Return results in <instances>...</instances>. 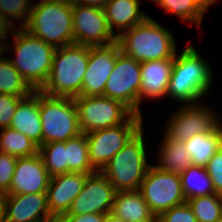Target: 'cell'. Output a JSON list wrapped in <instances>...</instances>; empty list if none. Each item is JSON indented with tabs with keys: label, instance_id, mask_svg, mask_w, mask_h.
Masks as SVG:
<instances>
[{
	"label": "cell",
	"instance_id": "1",
	"mask_svg": "<svg viewBox=\"0 0 222 222\" xmlns=\"http://www.w3.org/2000/svg\"><path fill=\"white\" fill-rule=\"evenodd\" d=\"M212 70L197 50L189 45L175 55L167 94L185 104H196L212 85Z\"/></svg>",
	"mask_w": 222,
	"mask_h": 222
},
{
	"label": "cell",
	"instance_id": "2",
	"mask_svg": "<svg viewBox=\"0 0 222 222\" xmlns=\"http://www.w3.org/2000/svg\"><path fill=\"white\" fill-rule=\"evenodd\" d=\"M73 5L65 0H41L33 3L25 26L30 34L60 48L73 44Z\"/></svg>",
	"mask_w": 222,
	"mask_h": 222
},
{
	"label": "cell",
	"instance_id": "3",
	"mask_svg": "<svg viewBox=\"0 0 222 222\" xmlns=\"http://www.w3.org/2000/svg\"><path fill=\"white\" fill-rule=\"evenodd\" d=\"M88 60L87 45L71 44L56 48L49 77L40 91L50 96H79Z\"/></svg>",
	"mask_w": 222,
	"mask_h": 222
},
{
	"label": "cell",
	"instance_id": "4",
	"mask_svg": "<svg viewBox=\"0 0 222 222\" xmlns=\"http://www.w3.org/2000/svg\"><path fill=\"white\" fill-rule=\"evenodd\" d=\"M121 51L140 63L174 59L176 45L173 35L149 16L117 37Z\"/></svg>",
	"mask_w": 222,
	"mask_h": 222
},
{
	"label": "cell",
	"instance_id": "5",
	"mask_svg": "<svg viewBox=\"0 0 222 222\" xmlns=\"http://www.w3.org/2000/svg\"><path fill=\"white\" fill-rule=\"evenodd\" d=\"M12 29L16 56L9 61L34 90H40L49 77L56 48L23 27Z\"/></svg>",
	"mask_w": 222,
	"mask_h": 222
},
{
	"label": "cell",
	"instance_id": "6",
	"mask_svg": "<svg viewBox=\"0 0 222 222\" xmlns=\"http://www.w3.org/2000/svg\"><path fill=\"white\" fill-rule=\"evenodd\" d=\"M143 127L101 171L116 192L137 190L151 165L147 164Z\"/></svg>",
	"mask_w": 222,
	"mask_h": 222
},
{
	"label": "cell",
	"instance_id": "7",
	"mask_svg": "<svg viewBox=\"0 0 222 222\" xmlns=\"http://www.w3.org/2000/svg\"><path fill=\"white\" fill-rule=\"evenodd\" d=\"M42 144L65 142L82 132L74 98L50 96L39 90Z\"/></svg>",
	"mask_w": 222,
	"mask_h": 222
},
{
	"label": "cell",
	"instance_id": "8",
	"mask_svg": "<svg viewBox=\"0 0 222 222\" xmlns=\"http://www.w3.org/2000/svg\"><path fill=\"white\" fill-rule=\"evenodd\" d=\"M74 102L83 134L118 126L134 114L123 103L105 96H77Z\"/></svg>",
	"mask_w": 222,
	"mask_h": 222
},
{
	"label": "cell",
	"instance_id": "9",
	"mask_svg": "<svg viewBox=\"0 0 222 222\" xmlns=\"http://www.w3.org/2000/svg\"><path fill=\"white\" fill-rule=\"evenodd\" d=\"M142 122V115L133 114L118 126L85 134L92 167L96 171H102L111 158L142 128Z\"/></svg>",
	"mask_w": 222,
	"mask_h": 222
},
{
	"label": "cell",
	"instance_id": "10",
	"mask_svg": "<svg viewBox=\"0 0 222 222\" xmlns=\"http://www.w3.org/2000/svg\"><path fill=\"white\" fill-rule=\"evenodd\" d=\"M139 191L155 217L186 202L180 174L165 172L151 165L142 180Z\"/></svg>",
	"mask_w": 222,
	"mask_h": 222
},
{
	"label": "cell",
	"instance_id": "11",
	"mask_svg": "<svg viewBox=\"0 0 222 222\" xmlns=\"http://www.w3.org/2000/svg\"><path fill=\"white\" fill-rule=\"evenodd\" d=\"M141 63L120 51L115 67L105 85L103 96L126 105L134 114L141 115L139 91L141 86Z\"/></svg>",
	"mask_w": 222,
	"mask_h": 222
},
{
	"label": "cell",
	"instance_id": "12",
	"mask_svg": "<svg viewBox=\"0 0 222 222\" xmlns=\"http://www.w3.org/2000/svg\"><path fill=\"white\" fill-rule=\"evenodd\" d=\"M73 44L106 46L117 41L110 31L103 8L73 5Z\"/></svg>",
	"mask_w": 222,
	"mask_h": 222
},
{
	"label": "cell",
	"instance_id": "13",
	"mask_svg": "<svg viewBox=\"0 0 222 222\" xmlns=\"http://www.w3.org/2000/svg\"><path fill=\"white\" fill-rule=\"evenodd\" d=\"M172 115L167 123L165 133L175 141L186 142L192 136L212 132L219 125L217 116L208 107L196 104H186Z\"/></svg>",
	"mask_w": 222,
	"mask_h": 222
},
{
	"label": "cell",
	"instance_id": "14",
	"mask_svg": "<svg viewBox=\"0 0 222 222\" xmlns=\"http://www.w3.org/2000/svg\"><path fill=\"white\" fill-rule=\"evenodd\" d=\"M116 190L101 172L89 174L85 185L65 215L107 214L112 211Z\"/></svg>",
	"mask_w": 222,
	"mask_h": 222
},
{
	"label": "cell",
	"instance_id": "15",
	"mask_svg": "<svg viewBox=\"0 0 222 222\" xmlns=\"http://www.w3.org/2000/svg\"><path fill=\"white\" fill-rule=\"evenodd\" d=\"M121 51L116 41L106 46H89V60L79 96H103L105 85Z\"/></svg>",
	"mask_w": 222,
	"mask_h": 222
},
{
	"label": "cell",
	"instance_id": "16",
	"mask_svg": "<svg viewBox=\"0 0 222 222\" xmlns=\"http://www.w3.org/2000/svg\"><path fill=\"white\" fill-rule=\"evenodd\" d=\"M51 176L39 153L16 161L11 186L6 195L46 193Z\"/></svg>",
	"mask_w": 222,
	"mask_h": 222
},
{
	"label": "cell",
	"instance_id": "17",
	"mask_svg": "<svg viewBox=\"0 0 222 222\" xmlns=\"http://www.w3.org/2000/svg\"><path fill=\"white\" fill-rule=\"evenodd\" d=\"M89 174L69 172L52 176L46 190L51 215L59 221L82 191Z\"/></svg>",
	"mask_w": 222,
	"mask_h": 222
},
{
	"label": "cell",
	"instance_id": "18",
	"mask_svg": "<svg viewBox=\"0 0 222 222\" xmlns=\"http://www.w3.org/2000/svg\"><path fill=\"white\" fill-rule=\"evenodd\" d=\"M5 215V222H58L49 211L46 193L6 195Z\"/></svg>",
	"mask_w": 222,
	"mask_h": 222
},
{
	"label": "cell",
	"instance_id": "19",
	"mask_svg": "<svg viewBox=\"0 0 222 222\" xmlns=\"http://www.w3.org/2000/svg\"><path fill=\"white\" fill-rule=\"evenodd\" d=\"M174 59H161L141 63L139 104L143 97L160 98L167 94Z\"/></svg>",
	"mask_w": 222,
	"mask_h": 222
},
{
	"label": "cell",
	"instance_id": "20",
	"mask_svg": "<svg viewBox=\"0 0 222 222\" xmlns=\"http://www.w3.org/2000/svg\"><path fill=\"white\" fill-rule=\"evenodd\" d=\"M10 128L23 133L38 146L42 145L39 90H35L19 102L11 120Z\"/></svg>",
	"mask_w": 222,
	"mask_h": 222
},
{
	"label": "cell",
	"instance_id": "21",
	"mask_svg": "<svg viewBox=\"0 0 222 222\" xmlns=\"http://www.w3.org/2000/svg\"><path fill=\"white\" fill-rule=\"evenodd\" d=\"M139 7V0H110L103 7L108 27L113 35H115V26L119 30L116 34V37H118L122 32L143 22L148 17Z\"/></svg>",
	"mask_w": 222,
	"mask_h": 222
},
{
	"label": "cell",
	"instance_id": "22",
	"mask_svg": "<svg viewBox=\"0 0 222 222\" xmlns=\"http://www.w3.org/2000/svg\"><path fill=\"white\" fill-rule=\"evenodd\" d=\"M111 213L125 222L157 221L139 189L116 192Z\"/></svg>",
	"mask_w": 222,
	"mask_h": 222
},
{
	"label": "cell",
	"instance_id": "23",
	"mask_svg": "<svg viewBox=\"0 0 222 222\" xmlns=\"http://www.w3.org/2000/svg\"><path fill=\"white\" fill-rule=\"evenodd\" d=\"M184 144L192 164L205 167L222 146L221 124L212 132L192 136Z\"/></svg>",
	"mask_w": 222,
	"mask_h": 222
},
{
	"label": "cell",
	"instance_id": "24",
	"mask_svg": "<svg viewBox=\"0 0 222 222\" xmlns=\"http://www.w3.org/2000/svg\"><path fill=\"white\" fill-rule=\"evenodd\" d=\"M6 44V45H5ZM5 41L0 43V94L27 97L35 90L16 70L9 59L3 57L5 49H9Z\"/></svg>",
	"mask_w": 222,
	"mask_h": 222
},
{
	"label": "cell",
	"instance_id": "25",
	"mask_svg": "<svg viewBox=\"0 0 222 222\" xmlns=\"http://www.w3.org/2000/svg\"><path fill=\"white\" fill-rule=\"evenodd\" d=\"M163 144L160 146L158 165L160 170L181 174L192 165L191 158L185 148V144L175 141L164 135Z\"/></svg>",
	"mask_w": 222,
	"mask_h": 222
},
{
	"label": "cell",
	"instance_id": "26",
	"mask_svg": "<svg viewBox=\"0 0 222 222\" xmlns=\"http://www.w3.org/2000/svg\"><path fill=\"white\" fill-rule=\"evenodd\" d=\"M167 12L177 15L181 21H189L200 26L203 14L217 0H153Z\"/></svg>",
	"mask_w": 222,
	"mask_h": 222
},
{
	"label": "cell",
	"instance_id": "27",
	"mask_svg": "<svg viewBox=\"0 0 222 222\" xmlns=\"http://www.w3.org/2000/svg\"><path fill=\"white\" fill-rule=\"evenodd\" d=\"M182 191L186 200L216 194L212 180L205 167L190 165L180 174Z\"/></svg>",
	"mask_w": 222,
	"mask_h": 222
},
{
	"label": "cell",
	"instance_id": "28",
	"mask_svg": "<svg viewBox=\"0 0 222 222\" xmlns=\"http://www.w3.org/2000/svg\"><path fill=\"white\" fill-rule=\"evenodd\" d=\"M66 173L81 172L92 174L96 170L89 159V148L86 135L81 133L77 137L65 141Z\"/></svg>",
	"mask_w": 222,
	"mask_h": 222
},
{
	"label": "cell",
	"instance_id": "29",
	"mask_svg": "<svg viewBox=\"0 0 222 222\" xmlns=\"http://www.w3.org/2000/svg\"><path fill=\"white\" fill-rule=\"evenodd\" d=\"M0 130V152L10 154L14 157H29L36 155L39 146L23 133L10 127Z\"/></svg>",
	"mask_w": 222,
	"mask_h": 222
},
{
	"label": "cell",
	"instance_id": "30",
	"mask_svg": "<svg viewBox=\"0 0 222 222\" xmlns=\"http://www.w3.org/2000/svg\"><path fill=\"white\" fill-rule=\"evenodd\" d=\"M186 202L198 222H217L222 217V195L198 196Z\"/></svg>",
	"mask_w": 222,
	"mask_h": 222
},
{
	"label": "cell",
	"instance_id": "31",
	"mask_svg": "<svg viewBox=\"0 0 222 222\" xmlns=\"http://www.w3.org/2000/svg\"><path fill=\"white\" fill-rule=\"evenodd\" d=\"M48 174L52 177L66 173L65 142H51L39 146V151Z\"/></svg>",
	"mask_w": 222,
	"mask_h": 222
},
{
	"label": "cell",
	"instance_id": "32",
	"mask_svg": "<svg viewBox=\"0 0 222 222\" xmlns=\"http://www.w3.org/2000/svg\"><path fill=\"white\" fill-rule=\"evenodd\" d=\"M32 6L33 3L30 0H0L1 14L13 28L15 26L7 17L21 20L23 24L20 27H24L29 19Z\"/></svg>",
	"mask_w": 222,
	"mask_h": 222
},
{
	"label": "cell",
	"instance_id": "33",
	"mask_svg": "<svg viewBox=\"0 0 222 222\" xmlns=\"http://www.w3.org/2000/svg\"><path fill=\"white\" fill-rule=\"evenodd\" d=\"M17 157L0 152V192L6 194L11 186Z\"/></svg>",
	"mask_w": 222,
	"mask_h": 222
},
{
	"label": "cell",
	"instance_id": "34",
	"mask_svg": "<svg viewBox=\"0 0 222 222\" xmlns=\"http://www.w3.org/2000/svg\"><path fill=\"white\" fill-rule=\"evenodd\" d=\"M158 222H198L195 215L187 204V202L175 206L162 213L158 218Z\"/></svg>",
	"mask_w": 222,
	"mask_h": 222
},
{
	"label": "cell",
	"instance_id": "35",
	"mask_svg": "<svg viewBox=\"0 0 222 222\" xmlns=\"http://www.w3.org/2000/svg\"><path fill=\"white\" fill-rule=\"evenodd\" d=\"M23 97L0 94V129L10 127L11 120Z\"/></svg>",
	"mask_w": 222,
	"mask_h": 222
},
{
	"label": "cell",
	"instance_id": "36",
	"mask_svg": "<svg viewBox=\"0 0 222 222\" xmlns=\"http://www.w3.org/2000/svg\"><path fill=\"white\" fill-rule=\"evenodd\" d=\"M216 194L222 195V146L205 166Z\"/></svg>",
	"mask_w": 222,
	"mask_h": 222
},
{
	"label": "cell",
	"instance_id": "37",
	"mask_svg": "<svg viewBox=\"0 0 222 222\" xmlns=\"http://www.w3.org/2000/svg\"><path fill=\"white\" fill-rule=\"evenodd\" d=\"M106 214H75L64 215L58 222H104Z\"/></svg>",
	"mask_w": 222,
	"mask_h": 222
},
{
	"label": "cell",
	"instance_id": "38",
	"mask_svg": "<svg viewBox=\"0 0 222 222\" xmlns=\"http://www.w3.org/2000/svg\"><path fill=\"white\" fill-rule=\"evenodd\" d=\"M109 1L110 0H72V5H87L103 8Z\"/></svg>",
	"mask_w": 222,
	"mask_h": 222
},
{
	"label": "cell",
	"instance_id": "39",
	"mask_svg": "<svg viewBox=\"0 0 222 222\" xmlns=\"http://www.w3.org/2000/svg\"><path fill=\"white\" fill-rule=\"evenodd\" d=\"M11 28L13 27L6 22L0 11V43L7 38Z\"/></svg>",
	"mask_w": 222,
	"mask_h": 222
},
{
	"label": "cell",
	"instance_id": "40",
	"mask_svg": "<svg viewBox=\"0 0 222 222\" xmlns=\"http://www.w3.org/2000/svg\"><path fill=\"white\" fill-rule=\"evenodd\" d=\"M6 194L0 192V222H5Z\"/></svg>",
	"mask_w": 222,
	"mask_h": 222
},
{
	"label": "cell",
	"instance_id": "41",
	"mask_svg": "<svg viewBox=\"0 0 222 222\" xmlns=\"http://www.w3.org/2000/svg\"><path fill=\"white\" fill-rule=\"evenodd\" d=\"M104 222H125L121 218L116 217L114 214L111 212L106 214V218Z\"/></svg>",
	"mask_w": 222,
	"mask_h": 222
}]
</instances>
